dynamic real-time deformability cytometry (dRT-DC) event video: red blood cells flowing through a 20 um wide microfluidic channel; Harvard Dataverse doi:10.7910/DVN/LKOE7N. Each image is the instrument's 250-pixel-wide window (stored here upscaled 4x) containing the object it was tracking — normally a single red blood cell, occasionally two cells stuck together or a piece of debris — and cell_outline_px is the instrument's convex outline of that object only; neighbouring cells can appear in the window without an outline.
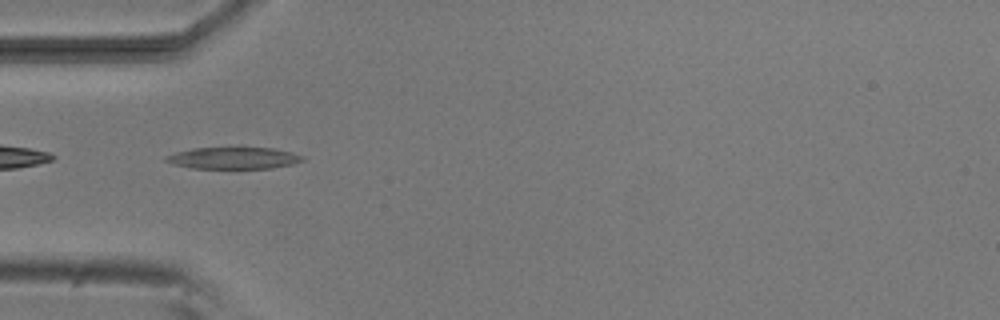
{"species": "common noctule bat (a hibernating species)", "species_latin": "Nyctalus noctula", "temperature_condition": "room temperature", "stored_images_in_passage": 38, "camera_frame_rate_fps": 3000, "um_per_image_px": 0.085, "animal": {"sex": "male", "body_mass_g": 20.5, "forearm_length_mm": 52.5}, "frame": {"image": 1, "passage_image": 2, "time_ms": 0.333, "image_size_px": [1000, 320], "cell_outline_px": [[304, 160], [292, 164], [272, 168], [192, 168], [176, 164], [164, 160], [164, 156], [176, 152], [192, 148], [272, 148], [292, 152], [304, 156]], "centroid_in_image_um": [19.86, 13.43], "position_along_channel_um": 65.1, "area_um2": 17.11}}
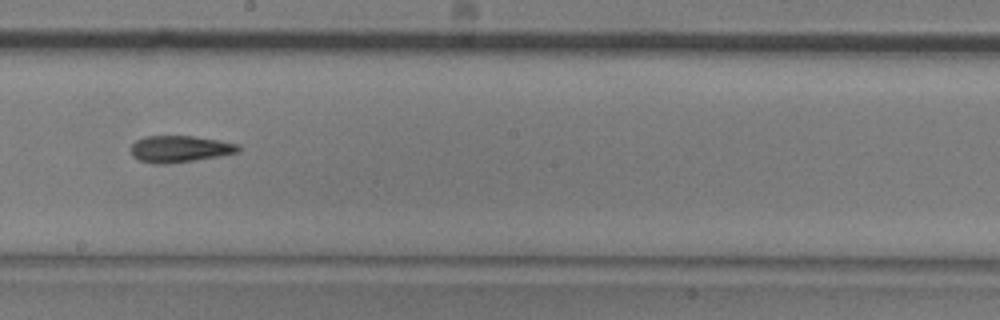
{"frame": {"image": 2, "passage_image": 15, "time_ms": 4.667, "image_size_px": [1000, 320], "cell_outline_px": [[240, 152], [220, 156], [168, 164], [152, 164], [140, 160], [132, 156], [132, 144], [136, 140], [144, 136], [192, 136], [220, 140], [240, 144]], "centroid_in_image_um": [15.31, 12.66], "position_along_channel_um": 232.9, "area_um2": 16.82}}
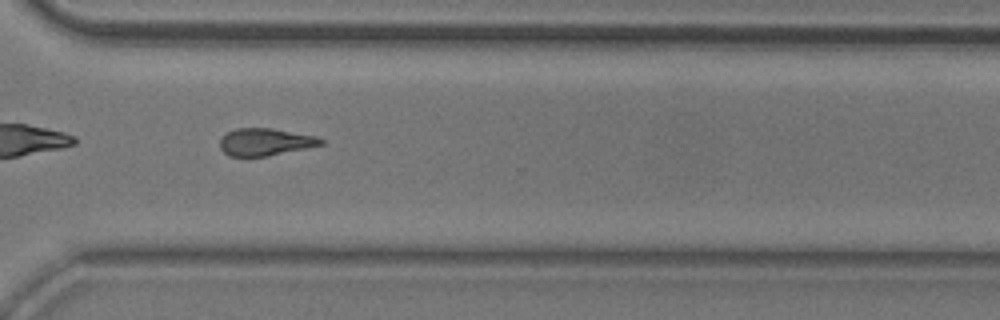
{"frame": {"image": 3, "passage_image": 24, "time_ms": 7.667, "image_size_px": [1000, 320], "cell_outline_px": [[324, 144], [268, 156], [228, 156], [220, 148], [220, 140], [228, 132], [236, 128], [268, 128], [316, 136], [324, 140]], "centroid_in_image_um": [22.54, 12.07], "position_along_channel_um": 348.1, "area_um2": 15.84}, "authors_computed_cell_mechanics": {"area_um2": 16.5019, "velocity_mm_per_s": 3.8605, "shape_relaxation_time_tau1_ms": 9.2656, "shape_relaxation_time_tau2_ms": 4.2634, "deformation_change_tau1": 0.2235, "deformation_change_tau2": 0.1364}}